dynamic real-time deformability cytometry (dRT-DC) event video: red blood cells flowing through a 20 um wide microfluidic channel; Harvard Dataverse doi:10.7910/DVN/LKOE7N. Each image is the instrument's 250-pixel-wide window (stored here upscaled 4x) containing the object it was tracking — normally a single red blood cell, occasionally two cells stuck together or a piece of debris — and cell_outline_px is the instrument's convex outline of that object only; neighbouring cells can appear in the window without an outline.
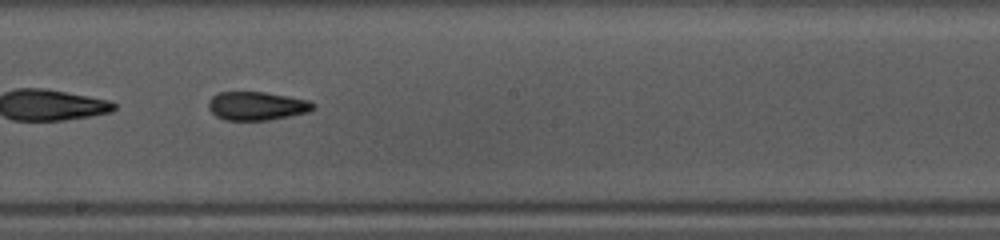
{"species": "common noctule bat (a hibernating species)", "species_latin": "Nyctalus noctula", "temperature_condition": "warm", "stored_images_in_passage": 49, "segment_of_instrument_passage": [2, 2], "camera_frame_rate_fps": 3000, "um_per_image_px": 0.085, "animal": {"sex": "female", "body_mass_g": 10.0, "forearm_length_mm": 53.1}, "frame": {"image": 1, "passage_image": 28, "time_ms": 9.0, "image_size_px": [1000, 240], "cell_outline_px": [[316, 108], [308, 112], [268, 120], [224, 120], [216, 116], [208, 108], [208, 100], [216, 92], [264, 92], [288, 96], [308, 100], [316, 104]], "centroid_in_image_um": [21.81, 9.0], "position_along_channel_um": 226.4, "area_um2": 17.51}}
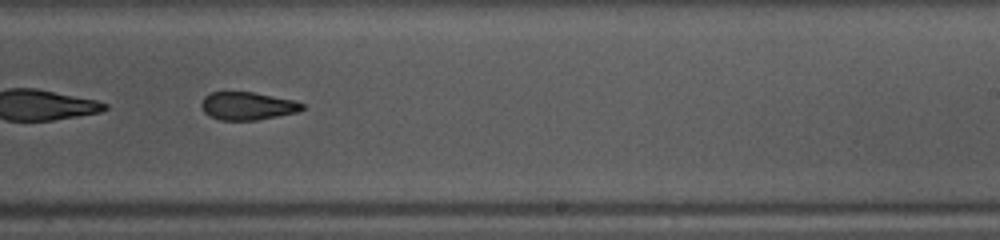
{"frame": {"image": 2, "passage_image": 31, "time_ms": 10.0, "image_size_px": [1000, 240], "cell_outline_px": [[304, 108], [300, 112], [256, 120], [220, 120], [208, 116], [204, 112], [200, 104], [204, 96], [208, 92], [252, 92], [296, 100], [304, 104]], "centroid_in_image_um": [21.04, 9.0], "position_along_channel_um": 268.0, "area_um2": 16.65}}
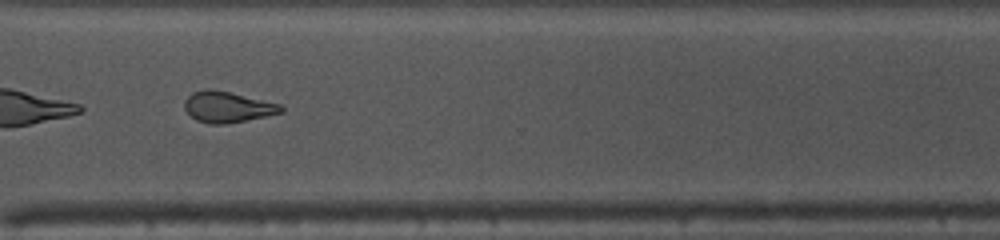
{"frame": {"image": 3, "passage_image": 37, "time_ms": 12.0, "image_size_px": [1000, 240], "cell_outline_px": [[284, 112], [224, 124], [208, 124], [196, 120], [184, 108], [184, 100], [192, 92], [208, 88], [228, 92], [280, 104], [284, 108]], "centroid_in_image_um": [19.3, 9.09], "position_along_channel_um": 351.3, "area_um2": 17.11}}